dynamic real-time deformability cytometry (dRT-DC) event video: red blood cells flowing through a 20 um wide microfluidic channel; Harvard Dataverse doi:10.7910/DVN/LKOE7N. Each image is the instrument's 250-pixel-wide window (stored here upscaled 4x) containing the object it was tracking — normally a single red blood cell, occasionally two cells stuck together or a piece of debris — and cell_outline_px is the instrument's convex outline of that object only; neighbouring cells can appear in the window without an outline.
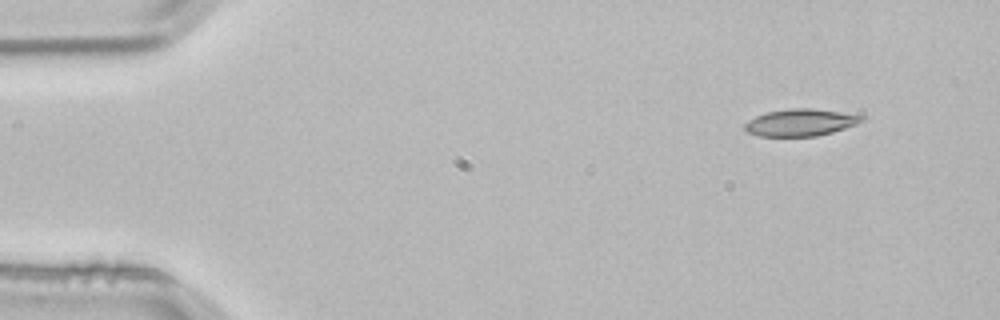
{"species": "common noctule bat (a hibernating species)", "species_latin": "Nyctalus noctula", "temperature_condition": "room temperature", "stored_images_in_passage": 4, "camera_frame_rate_fps": 3000, "um_per_image_px": 0.085, "animal": {"sex": "male", "body_mass_g": 21.5, "forearm_length_mm": 52.0}, "frame": {"image": 1, "passage_image": 1, "time_ms": 0.0, "image_size_px": [1000, 320], "cell_outline_px": [[864, 120], [856, 124], [832, 132], [816, 136], [760, 136], [748, 132], [744, 128], [744, 124], [748, 120], [756, 116], [768, 112], [792, 108], [812, 108], [840, 112], [864, 116]], "centroid_in_image_um": [68.03, 10.41], "position_along_channel_um": 17.0, "area_um2": 18.21}}